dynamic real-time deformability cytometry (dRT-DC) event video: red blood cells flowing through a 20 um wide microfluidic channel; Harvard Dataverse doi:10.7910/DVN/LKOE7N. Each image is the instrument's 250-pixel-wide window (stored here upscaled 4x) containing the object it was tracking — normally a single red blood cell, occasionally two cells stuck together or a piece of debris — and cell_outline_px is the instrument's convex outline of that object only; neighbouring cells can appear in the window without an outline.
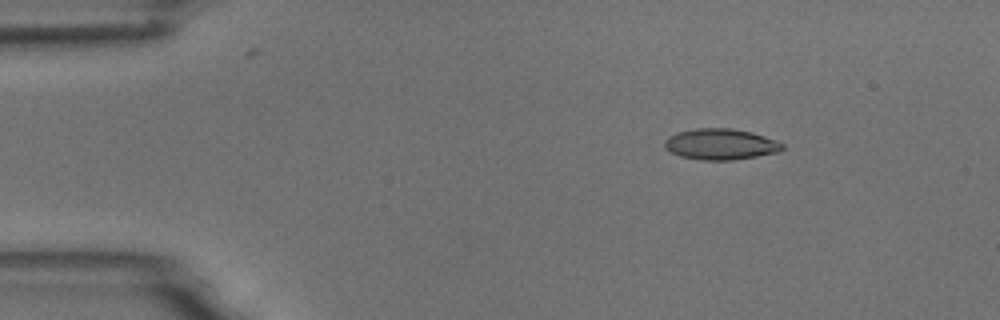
{"species": "common noctule bat (a hibernating species)", "species_latin": "Nyctalus noctula", "temperature_condition": "room temperature", "stored_images_in_passage": 4, "camera_frame_rate_fps": 3000, "um_per_image_px": 0.085, "animal": {"sex": "male", "body_mass_g": 18.8}, "frame": {"image": 1, "passage_image": 2, "time_ms": 1.0, "image_size_px": [1000, 320], "cell_outline_px": [[784, 148], [780, 152], [732, 160], [700, 160], [680, 156], [664, 148], [664, 140], [668, 136], [680, 132], [696, 128], [728, 128], [752, 132], [776, 140], [784, 144]], "centroid_in_image_um": [61.26, 12.26], "position_along_channel_um": 23.7, "area_um2": 21.27}}